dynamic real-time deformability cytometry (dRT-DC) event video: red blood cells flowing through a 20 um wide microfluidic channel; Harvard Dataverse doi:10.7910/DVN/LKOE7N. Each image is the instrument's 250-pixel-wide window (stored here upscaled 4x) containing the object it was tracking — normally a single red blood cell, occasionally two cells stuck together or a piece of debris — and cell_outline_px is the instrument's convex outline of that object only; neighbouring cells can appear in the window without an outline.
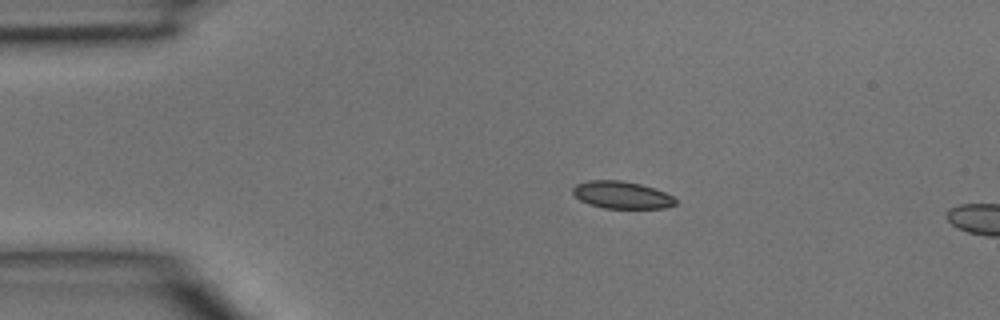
{"species": "common noctule bat (a hibernating species)", "species_latin": "Nyctalus noctula", "temperature_condition": "room temperature", "stored_images_in_passage": 2, "camera_frame_rate_fps": 3000, "um_per_image_px": 0.085, "animal": {"sex": "male", "body_mass_g": 15.6}, "frame": {"image": 1, "passage_image": 1, "time_ms": 0.0, "image_size_px": [1000, 320], "cell_outline_px": [[676, 204], [664, 208], [604, 208], [588, 204], [580, 200], [572, 192], [572, 188], [576, 184], [588, 180], [620, 180], [640, 184], [664, 192], [672, 196], [676, 200]], "centroid_in_image_um": [52.81, 16.57], "position_along_channel_um": 32.2, "area_um2": 16.24}}